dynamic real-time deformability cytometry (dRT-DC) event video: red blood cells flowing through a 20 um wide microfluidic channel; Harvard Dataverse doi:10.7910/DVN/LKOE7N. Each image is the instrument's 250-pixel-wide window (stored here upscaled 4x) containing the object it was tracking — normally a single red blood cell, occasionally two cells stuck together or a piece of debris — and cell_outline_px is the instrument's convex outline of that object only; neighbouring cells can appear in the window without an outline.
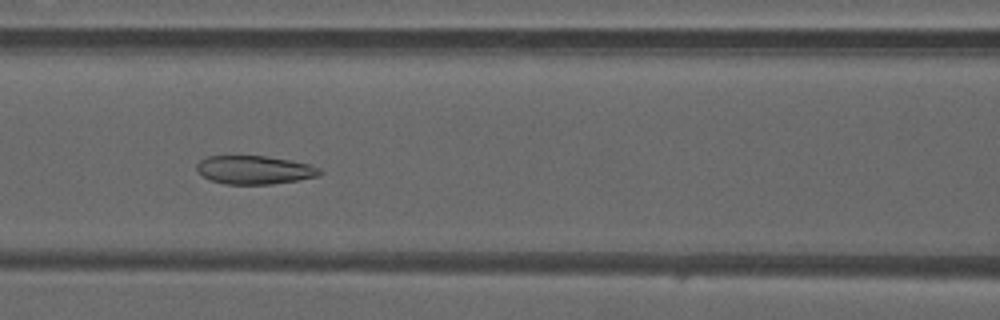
{"species": "common noctule bat (a hibernating species)", "species_latin": "Nyctalus noctula", "temperature_condition": "warm", "stored_images_in_passage": 38, "camera_frame_rate_fps": 3000, "um_per_image_px": 0.085, "animal": {"sex": "male", "forearm_length_mm": 52.5}, "frame": {"image": 1, "passage_image": 10, "time_ms": 3.0, "image_size_px": [1000, 320], "cell_outline_px": [[324, 172], [320, 176], [272, 184], [224, 184], [212, 180], [204, 176], [196, 168], [196, 164], [200, 160], [208, 156], [264, 156], [292, 160], [308, 164], [320, 168]], "centroid_in_image_um": [21.67, 14.44], "position_along_channel_um": 144.9, "area_um2": 20.35}}
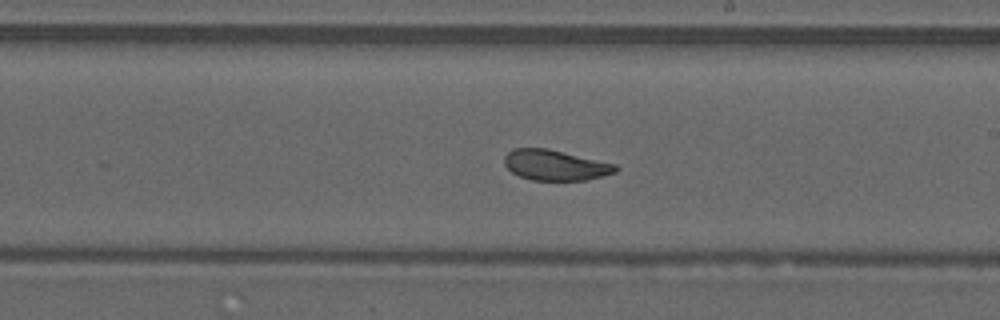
{"frame": {"image": 2, "passage_image": 17, "time_ms": 5.333, "image_size_px": [1000, 320], "cell_outline_px": [[620, 168], [616, 172], [584, 180], [532, 180], [520, 176], [512, 172], [504, 164], [504, 156], [512, 148], [548, 148], [616, 164]], "centroid_in_image_um": [47.19, 14.02], "position_along_channel_um": 241.8, "area_um2": 19.71}}
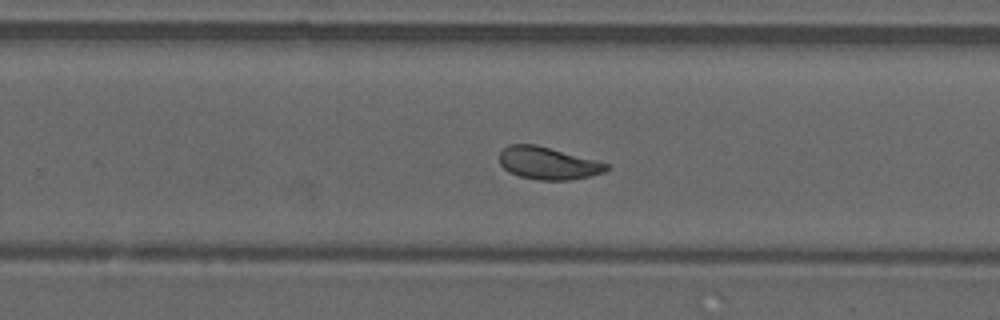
{"frame": {"image": 3, "passage_image": 20, "time_ms": 6.333, "image_size_px": [1000, 320], "cell_outline_px": [[612, 168], [604, 172], [592, 176], [568, 180], [540, 180], [520, 176], [508, 172], [500, 164], [500, 152], [508, 144], [536, 144], [612, 164]], "centroid_in_image_um": [46.63, 13.87], "position_along_channel_um": 283.2, "area_um2": 20.46}, "authors_computed_cell_mechanics": {"area_um2": 20.8658, "velocity_mm_per_s": 4.1662, "shape_relaxation_time_tau1_ms": null, "shape_relaxation_time_tau2_ms": 1.4367, "deformation_change_tau1": null, "deformation_change_tau2": 0.0888}}